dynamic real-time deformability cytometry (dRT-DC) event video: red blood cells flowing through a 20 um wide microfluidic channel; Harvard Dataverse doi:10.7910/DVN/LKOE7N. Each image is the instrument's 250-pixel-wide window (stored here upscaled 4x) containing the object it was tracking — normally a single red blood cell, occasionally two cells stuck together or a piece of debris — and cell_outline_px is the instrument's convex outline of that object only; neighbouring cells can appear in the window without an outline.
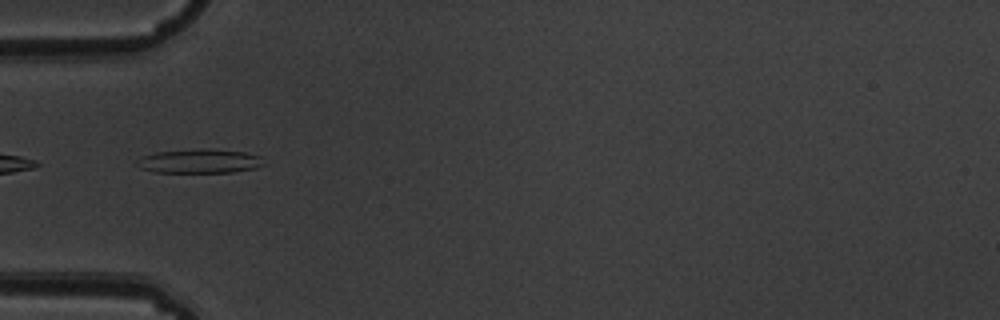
{"species": "common noctule bat (a hibernating species)", "species_latin": "Nyctalus noctula", "temperature_condition": "warm", "stored_images_in_passage": 7, "camera_frame_rate_fps": 3000, "um_per_image_px": 0.085, "animal": {"sex": "male", "body_mass_g": 19.5, "forearm_length_mm": 54.6}, "frame": {"image": 1, "passage_image": 5, "time_ms": 1.333, "image_size_px": [1000, 320], "cell_outline_px": [[268, 164], [256, 168], [232, 172], [156, 172], [140, 168], [136, 164], [144, 156], [156, 152], [200, 148], [212, 148], [244, 152], [264, 156]], "centroid_in_image_um": [17.1, 13.68], "position_along_channel_um": 67.9, "area_um2": 18.09}}
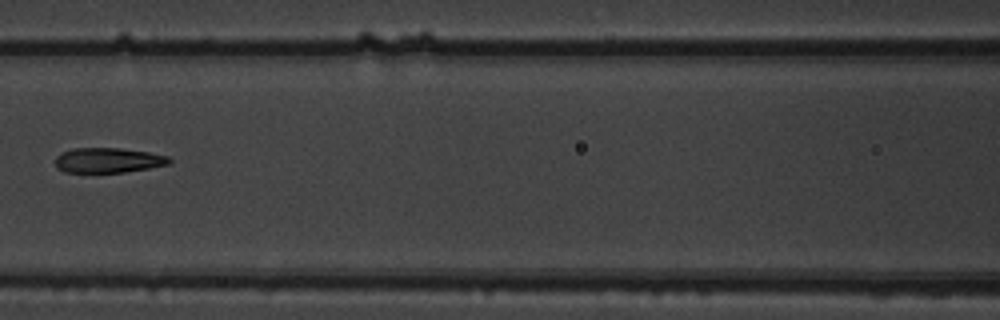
{"frame": {"image": 2, "passage_image": 7, "time_ms": 2.0, "image_size_px": [1000, 320], "cell_outline_px": [[172, 160], [168, 164], [148, 168], [124, 172], [64, 172], [56, 168], [56, 156], [60, 152], [72, 148], [120, 148], [148, 152], [168, 156]], "centroid_in_image_um": [9.15, 13.61], "position_along_channel_um": 157.4, "area_um2": 16.59}}